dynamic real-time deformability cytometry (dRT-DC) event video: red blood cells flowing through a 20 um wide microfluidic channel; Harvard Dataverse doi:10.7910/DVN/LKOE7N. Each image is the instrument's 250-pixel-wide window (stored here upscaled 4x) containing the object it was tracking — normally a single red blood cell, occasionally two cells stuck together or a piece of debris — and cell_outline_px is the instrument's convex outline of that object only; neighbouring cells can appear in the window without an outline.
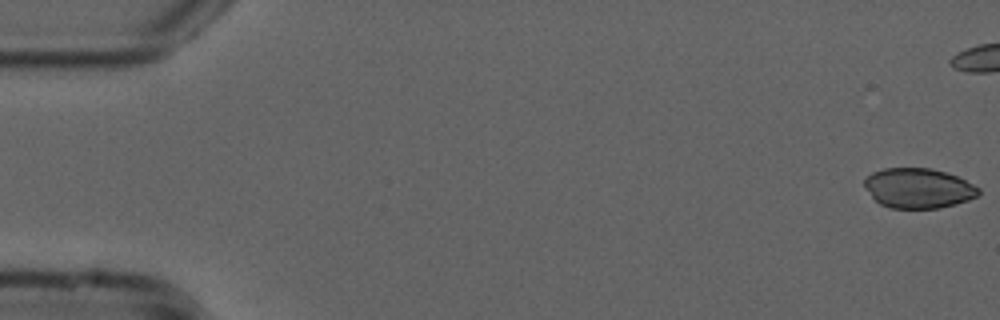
{"species": "common noctule bat (a hibernating species)", "species_latin": "Nyctalus noctula", "temperature_condition": "cold", "stored_images_in_passage": 44, "camera_frame_rate_fps": 3000, "um_per_image_px": 0.085, "animal": {"sex": "male", "forearm_length_mm": 52.5}, "frame": {"image": 1, "passage_image": 1, "time_ms": 0.0, "image_size_px": [1000, 320], "cell_outline_px": [[980, 192], [976, 196], [968, 200], [956, 204], [940, 208], [892, 208], [880, 204], [864, 188], [864, 180], [872, 172], [884, 168], [928, 168], [944, 172], [956, 176], [980, 188]], "centroid_in_image_um": [78.04, 16.0], "position_along_channel_um": 7.0, "area_um2": 26.41}}
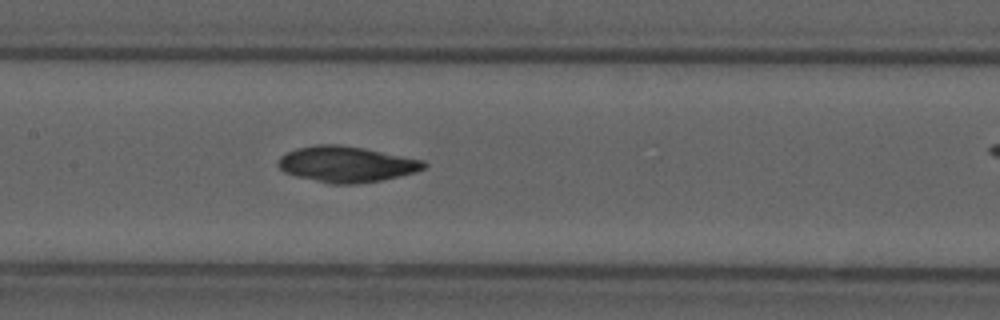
{"frame": {"image": 2, "passage_image": 26, "time_ms": 8.333, "image_size_px": [1000, 320], "cell_outline_px": [[428, 164], [424, 168], [416, 172], [380, 180], [356, 184], [328, 184], [296, 176], [284, 172], [276, 164], [280, 156], [296, 148], [316, 144], [340, 144], [364, 148], [424, 160]], "centroid_in_image_um": [29.42, 13.95], "position_along_channel_um": 178.0, "area_um2": 30.58}}
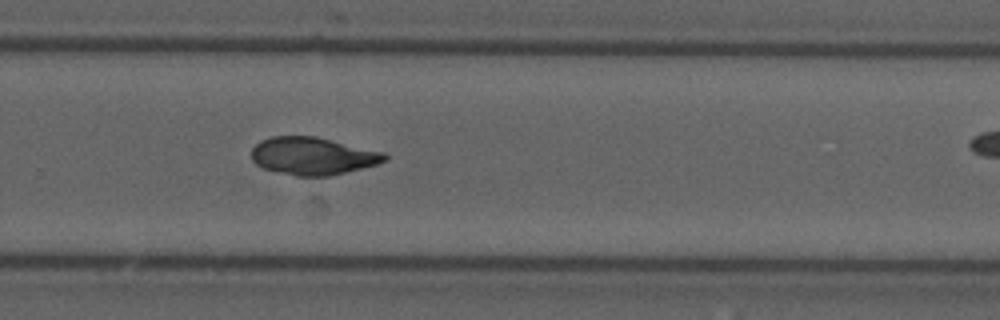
{"frame": {"image": 3, "passage_image": 36, "time_ms": 11.667, "image_size_px": [1000, 320], "cell_outline_px": [[388, 160], [376, 164], [332, 176], [296, 176], [264, 168], [256, 164], [252, 160], [252, 148], [260, 140], [272, 136], [316, 136], [384, 152], [388, 156]], "centroid_in_image_um": [26.59, 13.25], "position_along_channel_um": 303.2, "area_um2": 29.19}}